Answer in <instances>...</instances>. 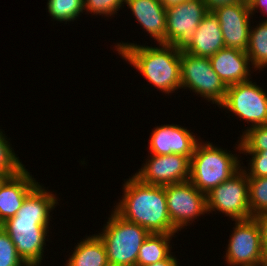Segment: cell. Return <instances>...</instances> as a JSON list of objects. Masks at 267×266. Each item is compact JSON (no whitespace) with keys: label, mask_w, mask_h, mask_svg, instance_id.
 I'll use <instances>...</instances> for the list:
<instances>
[{"label":"cell","mask_w":267,"mask_h":266,"mask_svg":"<svg viewBox=\"0 0 267 266\" xmlns=\"http://www.w3.org/2000/svg\"><path fill=\"white\" fill-rule=\"evenodd\" d=\"M177 236L178 234L150 233L139 249L136 266H147L166 259L174 250L172 241Z\"/></svg>","instance_id":"cell-20"},{"label":"cell","mask_w":267,"mask_h":266,"mask_svg":"<svg viewBox=\"0 0 267 266\" xmlns=\"http://www.w3.org/2000/svg\"><path fill=\"white\" fill-rule=\"evenodd\" d=\"M209 60L226 87L249 81L258 74L254 73L257 71L252 67L246 51L225 47L209 57Z\"/></svg>","instance_id":"cell-16"},{"label":"cell","mask_w":267,"mask_h":266,"mask_svg":"<svg viewBox=\"0 0 267 266\" xmlns=\"http://www.w3.org/2000/svg\"><path fill=\"white\" fill-rule=\"evenodd\" d=\"M218 108L225 111V116L229 113L227 118L237 117V121L243 122L242 133L250 127L266 125L267 89L253 79L228 86L226 98Z\"/></svg>","instance_id":"cell-6"},{"label":"cell","mask_w":267,"mask_h":266,"mask_svg":"<svg viewBox=\"0 0 267 266\" xmlns=\"http://www.w3.org/2000/svg\"><path fill=\"white\" fill-rule=\"evenodd\" d=\"M259 225L264 253L267 252V213L254 216Z\"/></svg>","instance_id":"cell-30"},{"label":"cell","mask_w":267,"mask_h":266,"mask_svg":"<svg viewBox=\"0 0 267 266\" xmlns=\"http://www.w3.org/2000/svg\"><path fill=\"white\" fill-rule=\"evenodd\" d=\"M251 216L267 213V177H248Z\"/></svg>","instance_id":"cell-24"},{"label":"cell","mask_w":267,"mask_h":266,"mask_svg":"<svg viewBox=\"0 0 267 266\" xmlns=\"http://www.w3.org/2000/svg\"><path fill=\"white\" fill-rule=\"evenodd\" d=\"M258 20L253 18L251 23L246 53L252 67L260 73L267 68V23Z\"/></svg>","instance_id":"cell-21"},{"label":"cell","mask_w":267,"mask_h":266,"mask_svg":"<svg viewBox=\"0 0 267 266\" xmlns=\"http://www.w3.org/2000/svg\"><path fill=\"white\" fill-rule=\"evenodd\" d=\"M241 154L247 156V166L243 163L245 157L241 158V169L247 174V177H267V150L241 151Z\"/></svg>","instance_id":"cell-27"},{"label":"cell","mask_w":267,"mask_h":266,"mask_svg":"<svg viewBox=\"0 0 267 266\" xmlns=\"http://www.w3.org/2000/svg\"><path fill=\"white\" fill-rule=\"evenodd\" d=\"M248 4H249L250 12L253 18H258V17H255V16H258L255 14H258V13L263 14L262 16L265 18L262 17L261 21H264L267 23V0H250Z\"/></svg>","instance_id":"cell-29"},{"label":"cell","mask_w":267,"mask_h":266,"mask_svg":"<svg viewBox=\"0 0 267 266\" xmlns=\"http://www.w3.org/2000/svg\"><path fill=\"white\" fill-rule=\"evenodd\" d=\"M165 8L178 5L186 0H160Z\"/></svg>","instance_id":"cell-33"},{"label":"cell","mask_w":267,"mask_h":266,"mask_svg":"<svg viewBox=\"0 0 267 266\" xmlns=\"http://www.w3.org/2000/svg\"><path fill=\"white\" fill-rule=\"evenodd\" d=\"M264 261L267 263V252L265 253Z\"/></svg>","instance_id":"cell-36"},{"label":"cell","mask_w":267,"mask_h":266,"mask_svg":"<svg viewBox=\"0 0 267 266\" xmlns=\"http://www.w3.org/2000/svg\"><path fill=\"white\" fill-rule=\"evenodd\" d=\"M115 44V45H114ZM147 44V45H146ZM113 52L120 56L124 63L140 73L147 82L146 86L154 87L155 91L171 97L181 89V50L174 45L156 43L150 46L132 42H114ZM117 51V52H116ZM150 84V85H149ZM177 92V93H176Z\"/></svg>","instance_id":"cell-2"},{"label":"cell","mask_w":267,"mask_h":266,"mask_svg":"<svg viewBox=\"0 0 267 266\" xmlns=\"http://www.w3.org/2000/svg\"><path fill=\"white\" fill-rule=\"evenodd\" d=\"M209 11H212L218 6L234 4L237 2H243L244 0H203Z\"/></svg>","instance_id":"cell-32"},{"label":"cell","mask_w":267,"mask_h":266,"mask_svg":"<svg viewBox=\"0 0 267 266\" xmlns=\"http://www.w3.org/2000/svg\"><path fill=\"white\" fill-rule=\"evenodd\" d=\"M164 190L171 223L180 234L208 215L206 194L190 181L164 185Z\"/></svg>","instance_id":"cell-9"},{"label":"cell","mask_w":267,"mask_h":266,"mask_svg":"<svg viewBox=\"0 0 267 266\" xmlns=\"http://www.w3.org/2000/svg\"><path fill=\"white\" fill-rule=\"evenodd\" d=\"M46 12L53 24L64 22L65 25L67 23L69 25L71 22L78 21L84 14V0H47Z\"/></svg>","instance_id":"cell-22"},{"label":"cell","mask_w":267,"mask_h":266,"mask_svg":"<svg viewBox=\"0 0 267 266\" xmlns=\"http://www.w3.org/2000/svg\"><path fill=\"white\" fill-rule=\"evenodd\" d=\"M27 168L0 187V224L16 215L25 197L40 183Z\"/></svg>","instance_id":"cell-17"},{"label":"cell","mask_w":267,"mask_h":266,"mask_svg":"<svg viewBox=\"0 0 267 266\" xmlns=\"http://www.w3.org/2000/svg\"><path fill=\"white\" fill-rule=\"evenodd\" d=\"M69 250L64 266H109L107 252L103 241L96 234L85 235Z\"/></svg>","instance_id":"cell-19"},{"label":"cell","mask_w":267,"mask_h":266,"mask_svg":"<svg viewBox=\"0 0 267 266\" xmlns=\"http://www.w3.org/2000/svg\"><path fill=\"white\" fill-rule=\"evenodd\" d=\"M110 210L108 220L96 233L105 245L109 266H136L139 249L150 232Z\"/></svg>","instance_id":"cell-5"},{"label":"cell","mask_w":267,"mask_h":266,"mask_svg":"<svg viewBox=\"0 0 267 266\" xmlns=\"http://www.w3.org/2000/svg\"><path fill=\"white\" fill-rule=\"evenodd\" d=\"M126 0H84V15L91 17H104L105 20L109 21V18H115L120 11L125 10ZM91 14V15H90ZM107 18V19H106Z\"/></svg>","instance_id":"cell-25"},{"label":"cell","mask_w":267,"mask_h":266,"mask_svg":"<svg viewBox=\"0 0 267 266\" xmlns=\"http://www.w3.org/2000/svg\"><path fill=\"white\" fill-rule=\"evenodd\" d=\"M1 128L2 126H0V172L9 177H15L26 169V165L22 163L23 161L15 152V148L12 147L11 138H8Z\"/></svg>","instance_id":"cell-23"},{"label":"cell","mask_w":267,"mask_h":266,"mask_svg":"<svg viewBox=\"0 0 267 266\" xmlns=\"http://www.w3.org/2000/svg\"><path fill=\"white\" fill-rule=\"evenodd\" d=\"M121 186L122 195L112 207L119 216L150 233L179 234L168 214L164 186L144 184L133 175Z\"/></svg>","instance_id":"cell-3"},{"label":"cell","mask_w":267,"mask_h":266,"mask_svg":"<svg viewBox=\"0 0 267 266\" xmlns=\"http://www.w3.org/2000/svg\"><path fill=\"white\" fill-rule=\"evenodd\" d=\"M177 251L172 252L166 259L162 260V261H159V262H156L154 264H150V265H147V266H182L180 265L179 261L180 259H178L175 254H176Z\"/></svg>","instance_id":"cell-31"},{"label":"cell","mask_w":267,"mask_h":266,"mask_svg":"<svg viewBox=\"0 0 267 266\" xmlns=\"http://www.w3.org/2000/svg\"><path fill=\"white\" fill-rule=\"evenodd\" d=\"M181 89L213 107H219L226 98L227 87L213 70L207 57H198L181 50Z\"/></svg>","instance_id":"cell-7"},{"label":"cell","mask_w":267,"mask_h":266,"mask_svg":"<svg viewBox=\"0 0 267 266\" xmlns=\"http://www.w3.org/2000/svg\"><path fill=\"white\" fill-rule=\"evenodd\" d=\"M54 192L49 186L46 188L43 183H39L25 197L16 215L1 224L27 266H43L42 261L47 262L44 253H48L47 242H53L52 235H49L54 230L53 211L57 212L55 209L62 205L59 194L57 196Z\"/></svg>","instance_id":"cell-1"},{"label":"cell","mask_w":267,"mask_h":266,"mask_svg":"<svg viewBox=\"0 0 267 266\" xmlns=\"http://www.w3.org/2000/svg\"><path fill=\"white\" fill-rule=\"evenodd\" d=\"M127 6V7H126ZM125 8L132 13L142 33H147L153 44H166V8L160 0H126Z\"/></svg>","instance_id":"cell-15"},{"label":"cell","mask_w":267,"mask_h":266,"mask_svg":"<svg viewBox=\"0 0 267 266\" xmlns=\"http://www.w3.org/2000/svg\"><path fill=\"white\" fill-rule=\"evenodd\" d=\"M208 12L203 0H186L166 8V44L183 50Z\"/></svg>","instance_id":"cell-12"},{"label":"cell","mask_w":267,"mask_h":266,"mask_svg":"<svg viewBox=\"0 0 267 266\" xmlns=\"http://www.w3.org/2000/svg\"><path fill=\"white\" fill-rule=\"evenodd\" d=\"M225 48L223 34L218 18L209 11L199 23L190 43L183 49L198 57H211Z\"/></svg>","instance_id":"cell-18"},{"label":"cell","mask_w":267,"mask_h":266,"mask_svg":"<svg viewBox=\"0 0 267 266\" xmlns=\"http://www.w3.org/2000/svg\"><path fill=\"white\" fill-rule=\"evenodd\" d=\"M208 215L219 214L230 222L251 218L247 174L240 169L206 194ZM224 215V216H222Z\"/></svg>","instance_id":"cell-8"},{"label":"cell","mask_w":267,"mask_h":266,"mask_svg":"<svg viewBox=\"0 0 267 266\" xmlns=\"http://www.w3.org/2000/svg\"><path fill=\"white\" fill-rule=\"evenodd\" d=\"M150 132L148 139V154L169 155L179 154L190 159L197 143L202 139L192 129L180 124H159Z\"/></svg>","instance_id":"cell-13"},{"label":"cell","mask_w":267,"mask_h":266,"mask_svg":"<svg viewBox=\"0 0 267 266\" xmlns=\"http://www.w3.org/2000/svg\"><path fill=\"white\" fill-rule=\"evenodd\" d=\"M222 257L227 266H254L264 262L261 233L254 217L234 220Z\"/></svg>","instance_id":"cell-10"},{"label":"cell","mask_w":267,"mask_h":266,"mask_svg":"<svg viewBox=\"0 0 267 266\" xmlns=\"http://www.w3.org/2000/svg\"><path fill=\"white\" fill-rule=\"evenodd\" d=\"M234 145L235 151H230L203 138L197 143L191 157L189 181L199 191L207 194L241 169L242 155L239 138Z\"/></svg>","instance_id":"cell-4"},{"label":"cell","mask_w":267,"mask_h":266,"mask_svg":"<svg viewBox=\"0 0 267 266\" xmlns=\"http://www.w3.org/2000/svg\"><path fill=\"white\" fill-rule=\"evenodd\" d=\"M256 266H267V263L264 261L262 263L256 264Z\"/></svg>","instance_id":"cell-35"},{"label":"cell","mask_w":267,"mask_h":266,"mask_svg":"<svg viewBox=\"0 0 267 266\" xmlns=\"http://www.w3.org/2000/svg\"><path fill=\"white\" fill-rule=\"evenodd\" d=\"M134 173L139 181L148 185H169L189 181L191 159L179 154H148Z\"/></svg>","instance_id":"cell-11"},{"label":"cell","mask_w":267,"mask_h":266,"mask_svg":"<svg viewBox=\"0 0 267 266\" xmlns=\"http://www.w3.org/2000/svg\"><path fill=\"white\" fill-rule=\"evenodd\" d=\"M241 151H264L267 150V124L253 126L241 134L239 131Z\"/></svg>","instance_id":"cell-26"},{"label":"cell","mask_w":267,"mask_h":266,"mask_svg":"<svg viewBox=\"0 0 267 266\" xmlns=\"http://www.w3.org/2000/svg\"><path fill=\"white\" fill-rule=\"evenodd\" d=\"M8 178V175L0 172V187L5 183Z\"/></svg>","instance_id":"cell-34"},{"label":"cell","mask_w":267,"mask_h":266,"mask_svg":"<svg viewBox=\"0 0 267 266\" xmlns=\"http://www.w3.org/2000/svg\"><path fill=\"white\" fill-rule=\"evenodd\" d=\"M218 18L226 48L246 51L253 16L247 2L221 5L212 10Z\"/></svg>","instance_id":"cell-14"},{"label":"cell","mask_w":267,"mask_h":266,"mask_svg":"<svg viewBox=\"0 0 267 266\" xmlns=\"http://www.w3.org/2000/svg\"><path fill=\"white\" fill-rule=\"evenodd\" d=\"M0 266H27L19 257L11 237L0 226Z\"/></svg>","instance_id":"cell-28"}]
</instances>
